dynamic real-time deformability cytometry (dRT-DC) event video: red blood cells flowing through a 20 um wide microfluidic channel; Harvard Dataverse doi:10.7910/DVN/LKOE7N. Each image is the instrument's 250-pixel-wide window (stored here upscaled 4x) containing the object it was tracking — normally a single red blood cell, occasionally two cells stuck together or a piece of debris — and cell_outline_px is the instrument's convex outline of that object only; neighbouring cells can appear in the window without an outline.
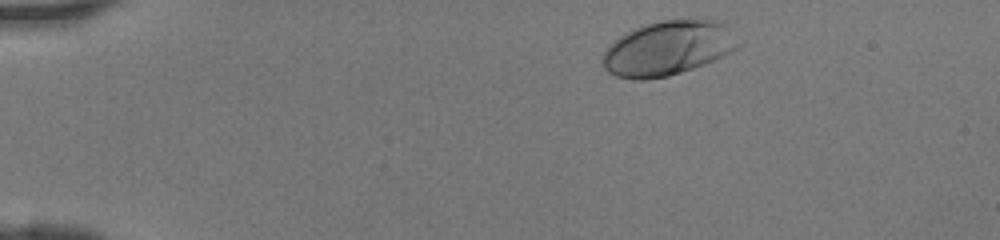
{"species": "human", "species_latin": "Homo sapiens", "temperature_condition": "room temperature", "stored_images_in_passage": 36, "camera_frame_rate_fps": 3000, "um_per_image_px": 0.085, "donor": {"sex": "female"}, "frame": {"image": 1, "passage_image": 2, "time_ms": 0.333, "image_size_px": [1000, 240], "cell_outline_px": [[744, 44], [724, 56], [704, 64], [668, 76], [644, 80], [636, 80], [616, 76], [608, 72], [604, 68], [600, 60], [600, 56], [608, 44], [612, 40], [644, 24], [660, 20], [700, 16], [704, 16], [724, 24], [744, 40]], "centroid_in_image_um": [56.82, 4.05], "position_along_channel_um": 28.2, "area_um2": 44.45}}
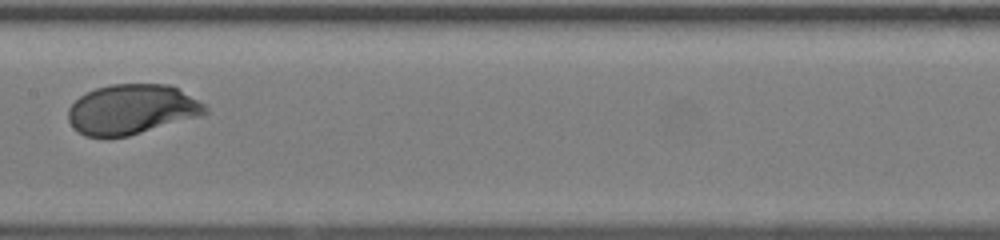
{"frame": {"image": 2, "passage_image": 19, "time_ms": 6.0, "image_size_px": [1000, 240], "cell_outline_px": [[208, 112], [200, 116], [128, 136], [84, 136], [72, 128], [68, 120], [68, 108], [80, 96], [96, 88], [112, 84], [168, 84], [176, 88], [204, 104], [208, 108]], "centroid_in_image_um": [11.17, 9.3], "position_along_channel_um": 196.2, "area_um2": 39.54}}
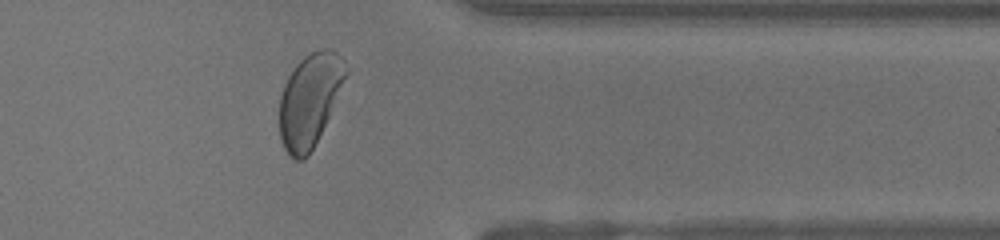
{"frame": {"image": 3, "passage_image": 32, "time_ms": 10.333, "image_size_px": [1000, 240], "cell_outline_px": [[348, 72], [328, 116], [308, 156], [304, 160], [296, 160], [284, 148], [280, 136], [280, 96], [284, 84], [292, 68], [304, 56], [320, 48], [328, 48], [336, 52], [344, 60]], "centroid_in_image_um": [26.31, 8.46], "position_along_channel_um": 385.1, "area_um2": 35.32}}